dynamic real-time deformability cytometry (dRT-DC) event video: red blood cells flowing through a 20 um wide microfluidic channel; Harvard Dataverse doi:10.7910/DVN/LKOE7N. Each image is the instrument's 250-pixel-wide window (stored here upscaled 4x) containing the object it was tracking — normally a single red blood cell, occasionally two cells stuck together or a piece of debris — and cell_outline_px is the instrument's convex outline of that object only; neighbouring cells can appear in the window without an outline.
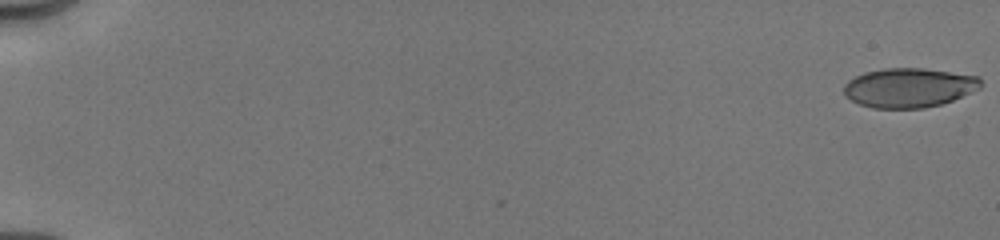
{"species": "human", "species_latin": "Homo sapiens", "temperature_condition": "cold", "stored_images_in_passage": 39, "camera_frame_rate_fps": 3000, "um_per_image_px": 0.085, "donor": {"sex": "male"}, "frame": {"image": 1, "passage_image": 1, "time_ms": 0.0, "image_size_px": [1000, 240], "cell_outline_px": [[980, 88], [952, 100], [940, 104], [924, 108], [872, 108], [860, 104], [844, 96], [844, 84], [848, 80], [864, 72], [884, 68], [924, 68], [980, 76]], "centroid_in_image_um": [77.24, 7.44], "position_along_channel_um": 7.8, "area_um2": 31.39}}
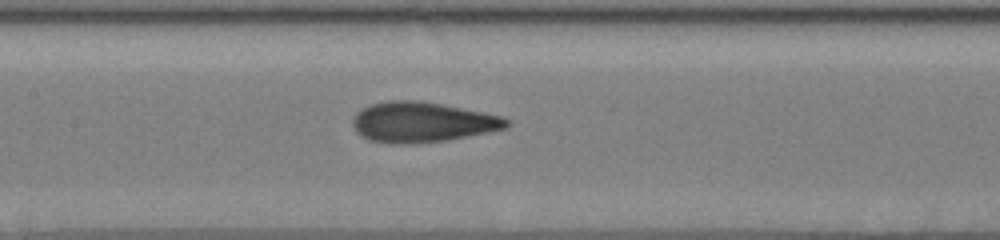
{"frame": {"image": 2, "passage_image": 22, "time_ms": 9.0, "image_size_px": [1000, 240], "cell_outline_px": [[512, 124], [508, 128], [488, 132], [444, 140], [412, 144], [388, 144], [368, 140], [360, 136], [356, 132], [352, 124], [352, 120], [356, 112], [372, 104], [388, 100], [416, 100], [440, 104], [484, 112], [504, 116]], "centroid_in_image_um": [35.87, 10.39], "position_along_channel_um": 171.5, "area_um2": 36.24}}
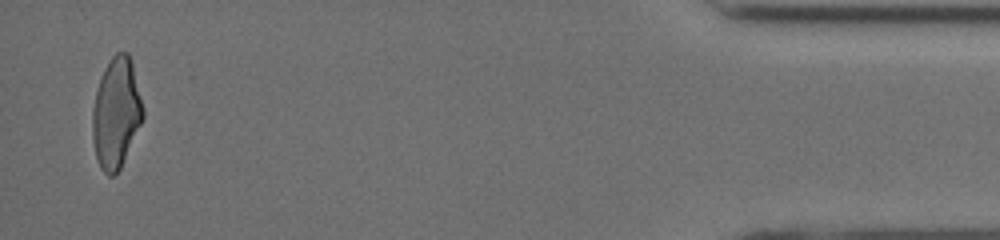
{"frame": {"image": 3, "passage_image": 38, "time_ms": 17.0, "image_size_px": [1000, 240], "cell_outline_px": [[144, 116], [120, 168], [112, 176], [108, 176], [100, 168], [96, 156], [92, 136], [92, 108], [96, 92], [104, 68], [112, 56], [116, 52], [128, 52], [132, 64], [144, 112]], "centroid_in_image_um": [9.85, 9.61], "position_along_channel_um": 425.3, "area_um2": 32.02}, "authors_computed_cell_mechanics": {"area_um2": 33.6396, "velocity_mm_per_s": 4.0485, "shape_relaxation_time_tau1_ms": 5.3085, "shape_relaxation_time_tau2_ms": 1.1532, "deformation_change_tau1": 0.1657, "deformation_change_tau2": 0.0545}}